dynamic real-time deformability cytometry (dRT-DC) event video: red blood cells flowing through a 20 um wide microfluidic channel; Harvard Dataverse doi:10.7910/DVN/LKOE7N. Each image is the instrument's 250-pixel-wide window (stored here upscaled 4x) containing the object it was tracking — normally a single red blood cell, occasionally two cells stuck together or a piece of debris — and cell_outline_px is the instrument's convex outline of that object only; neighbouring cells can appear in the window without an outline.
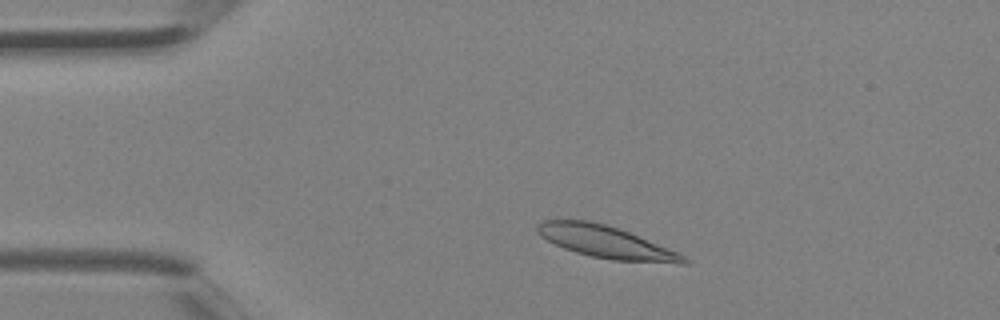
{"species": "Egyptian fruit bat (a non-hibernating species)", "species_latin": "Rousettus aegyptiacus", "temperature_condition": "room temperature", "stored_images_in_passage": 3, "camera_frame_rate_fps": 3000, "um_per_image_px": 0.085, "animal": {"sex": "female"}, "frame": {"image": 1, "passage_image": 2, "time_ms": 0.333, "image_size_px": [1000, 320], "cell_outline_px": [[692, 260], [688, 264], [680, 264], [612, 260], [592, 256], [576, 252], [564, 248], [540, 236], [536, 232], [536, 224], [544, 220], [588, 220], [604, 224], [628, 232], [668, 248]], "centroid_in_image_um": [51.51, 20.58], "position_along_channel_um": 33.5, "area_um2": 27.22}}